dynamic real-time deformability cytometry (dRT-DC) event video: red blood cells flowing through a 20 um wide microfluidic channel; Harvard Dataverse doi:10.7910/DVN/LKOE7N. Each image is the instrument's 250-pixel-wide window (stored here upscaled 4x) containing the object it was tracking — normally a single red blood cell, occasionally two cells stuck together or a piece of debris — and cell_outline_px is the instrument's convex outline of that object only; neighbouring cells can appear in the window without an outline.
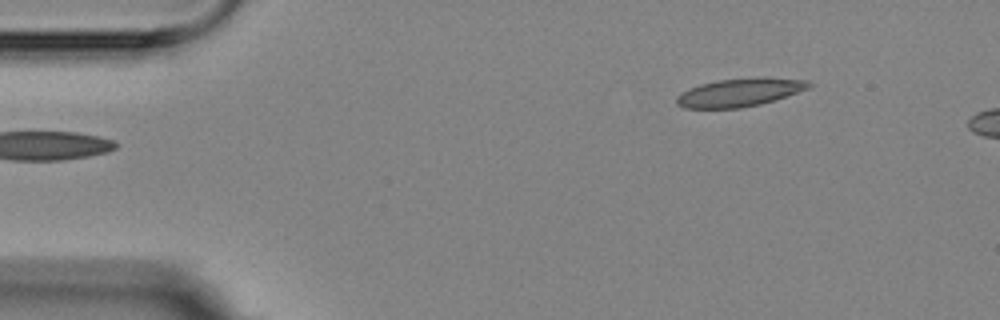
{"species": "Egyptian fruit bat (a non-hibernating species)", "species_latin": "Rousettus aegyptiacus", "temperature_condition": "room temperature", "stored_images_in_passage": 3, "segment_of_instrument_passage": [2, 2], "camera_frame_rate_fps": 3000, "um_per_image_px": 0.085, "animal": {"sex": "female"}, "frame": {"image": 1, "passage_image": 3, "time_ms": 2.667, "image_size_px": [1000, 320], "cell_outline_px": [[812, 84], [808, 88], [760, 104], [740, 108], [684, 108], [676, 104], [676, 96], [688, 88], [700, 84], [716, 80], [756, 76], [764, 76], [808, 80]], "centroid_in_image_um": [62.84, 7.83], "position_along_channel_um": 22.2, "area_um2": 21.91}}